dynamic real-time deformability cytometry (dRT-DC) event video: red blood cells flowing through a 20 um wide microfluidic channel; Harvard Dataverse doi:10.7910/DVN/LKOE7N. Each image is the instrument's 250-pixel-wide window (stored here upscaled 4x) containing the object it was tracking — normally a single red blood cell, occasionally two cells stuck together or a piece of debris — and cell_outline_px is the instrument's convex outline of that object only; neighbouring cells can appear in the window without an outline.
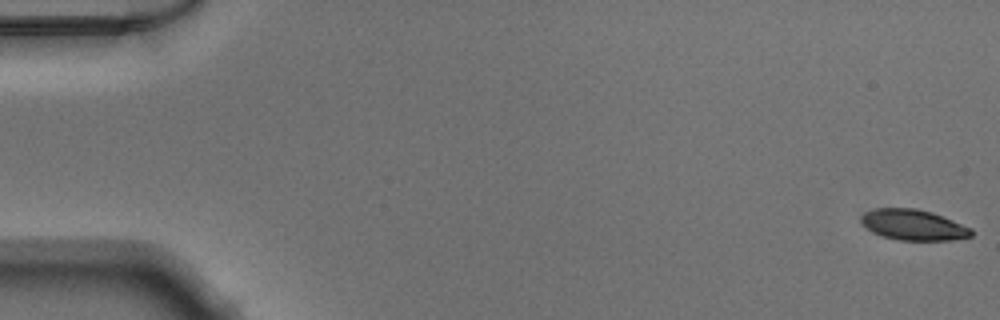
{"species": "Egyptian fruit bat (a non-hibernating species)", "species_latin": "Rousettus aegyptiacus", "temperature_condition": "warm", "stored_images_in_passage": 51, "camera_frame_rate_fps": 3000, "um_per_image_px": 0.085, "animal": {"sex": "male"}, "frame": {"image": 1, "passage_image": 1, "time_ms": 0.0, "image_size_px": [1000, 320], "cell_outline_px": [[972, 236], [952, 240], [900, 240], [884, 236], [872, 232], [860, 220], [860, 216], [864, 212], [876, 208], [916, 208], [932, 212], [972, 228]], "centroid_in_image_um": [77.64, 19.11], "position_along_channel_um": 7.4, "area_um2": 19.59}}
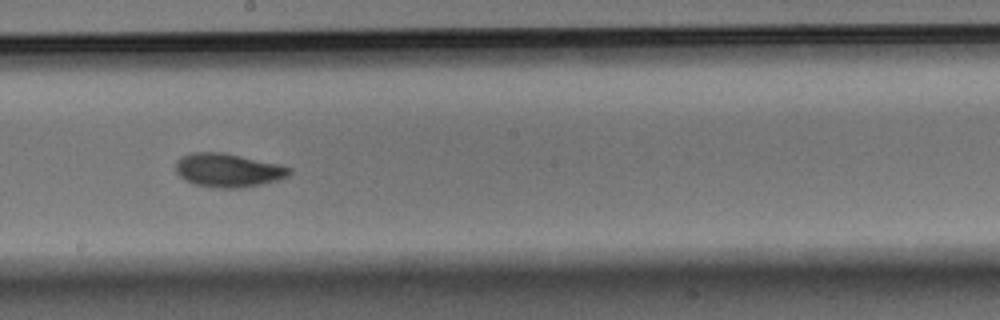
{"frame": {"image": 2, "passage_image": 29, "time_ms": 9.333, "image_size_px": [1000, 320], "cell_outline_px": [[292, 172], [288, 176], [280, 180], [264, 184], [240, 188], [216, 188], [192, 184], [184, 180], [176, 172], [176, 160], [180, 156], [192, 152], [224, 152], [280, 164], [292, 168]], "centroid_in_image_um": [19.4, 14.47], "position_along_channel_um": 228.8, "area_um2": 22.77}}
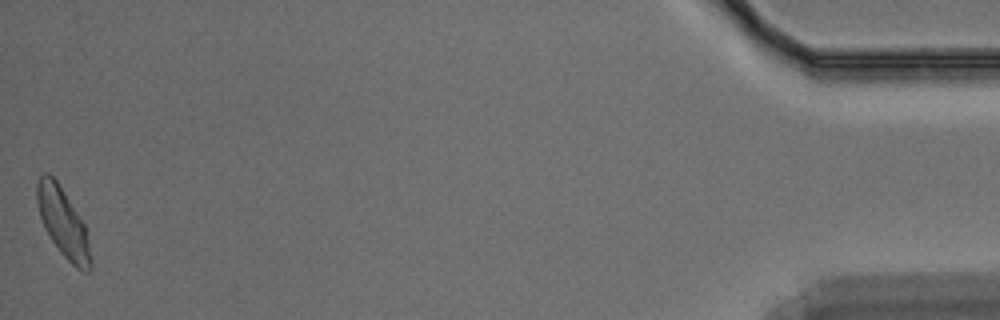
{"frame": {"image": 3, "passage_image": 51, "time_ms": 16.667, "image_size_px": [1000, 320], "cell_outline_px": [[92, 268], [88, 272], [84, 272], [76, 268], [60, 252], [44, 228], [40, 216], [36, 200], [36, 184], [40, 176], [44, 172], [48, 172], [56, 180], [84, 224], [88, 240], [92, 260]], "centroid_in_image_um": [5.35, 18.95], "position_along_channel_um": 429.8, "area_um2": 21.33}}